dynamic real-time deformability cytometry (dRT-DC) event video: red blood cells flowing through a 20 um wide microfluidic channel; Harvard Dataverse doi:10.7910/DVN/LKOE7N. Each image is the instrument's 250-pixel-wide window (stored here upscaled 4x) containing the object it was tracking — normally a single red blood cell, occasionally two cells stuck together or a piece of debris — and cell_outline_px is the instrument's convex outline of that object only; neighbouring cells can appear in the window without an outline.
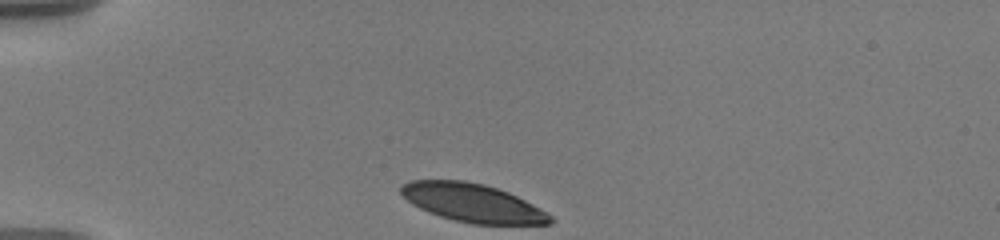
{"species": "human", "species_latin": "Homo sapiens", "temperature_condition": "warm", "stored_images_in_passage": 37, "camera_frame_rate_fps": 3000, "um_per_image_px": 0.085, "donor": {"sex": "male"}, "frame": {"image": 1, "passage_image": 1, "time_ms": 0.0, "image_size_px": [1000, 240], "cell_outline_px": [[552, 224], [472, 224], [440, 216], [428, 212], [412, 204], [400, 192], [400, 184], [408, 180], [464, 180], [484, 184], [508, 192], [548, 212], [552, 216]], "centroid_in_image_um": [40.15, 17.23], "position_along_channel_um": 44.8, "area_um2": 33.29}}
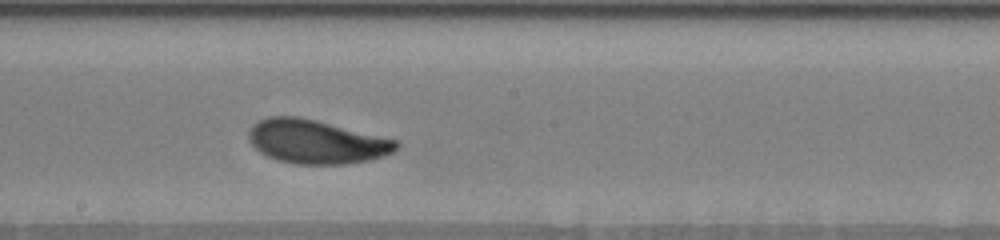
{"frame": {"image": 2, "passage_image": 16, "time_ms": 6.0, "image_size_px": [1000, 240], "cell_outline_px": [[400, 144], [392, 152], [384, 156], [372, 160], [348, 164], [296, 164], [276, 160], [260, 152], [248, 140], [248, 132], [252, 124], [268, 116], [296, 116], [316, 120], [400, 140]], "centroid_in_image_um": [26.9, 12.05], "position_along_channel_um": 221.3, "area_um2": 37.97}}
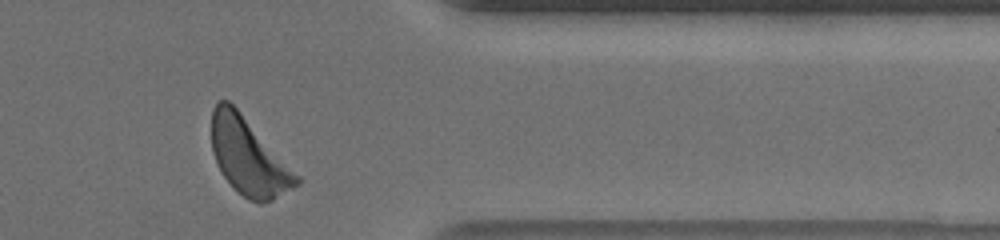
{"frame": {"image": 3, "passage_image": 34, "time_ms": 11.0, "image_size_px": [1000, 240], "cell_outline_px": [[300, 184], [272, 200], [260, 204], [248, 200], [224, 176], [212, 152], [212, 108], [220, 100], [228, 100], [236, 108], [300, 176]], "centroid_in_image_um": [21.14, 13.34], "position_along_channel_um": 390.3, "area_um2": 37.22}, "authors_computed_cell_mechanics": {"area_um2": 37.2232, "velocity_mm_per_s": 3.5648, "shape_relaxation_time_tau1_ms": 2.3675, "shape_relaxation_time_tau2_ms": null, "deformation_change_tau1": 0.12, "deformation_change_tau2": null}}